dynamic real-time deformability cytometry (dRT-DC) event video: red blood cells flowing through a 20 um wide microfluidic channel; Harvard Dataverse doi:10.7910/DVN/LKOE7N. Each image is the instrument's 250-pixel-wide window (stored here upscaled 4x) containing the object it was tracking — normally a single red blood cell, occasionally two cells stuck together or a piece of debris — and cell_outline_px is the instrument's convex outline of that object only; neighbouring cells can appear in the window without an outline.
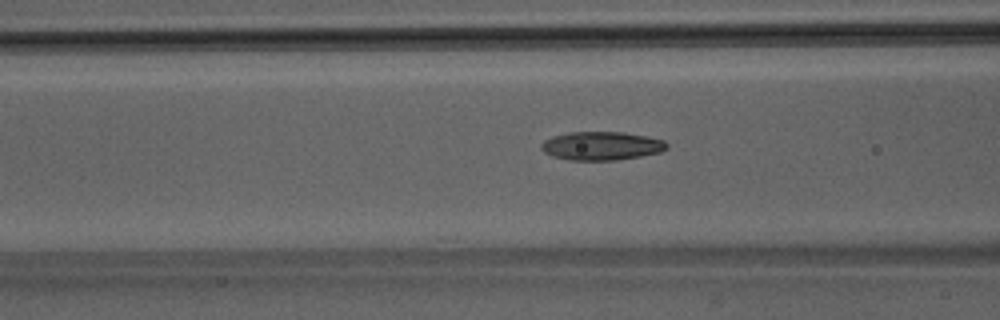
{"species": "Egyptian fruit bat (a non-hibernating species)", "species_latin": "Rousettus aegyptiacus", "temperature_condition": "room temperature", "stored_images_in_passage": 51, "camera_frame_rate_fps": 3000, "um_per_image_px": 0.085, "animal": {"sex": "male"}, "frame": {"image": 1, "passage_image": 21, "time_ms": 6.667, "image_size_px": [1000, 320], "cell_outline_px": [[668, 148], [660, 152], [640, 156], [616, 160], [568, 160], [552, 156], [544, 152], [540, 148], [540, 144], [544, 140], [552, 136], [568, 132], [624, 132], [648, 136], [664, 140], [668, 144]], "centroid_in_image_um": [51.11, 12.39], "position_along_channel_um": 115.5, "area_um2": 21.04}}
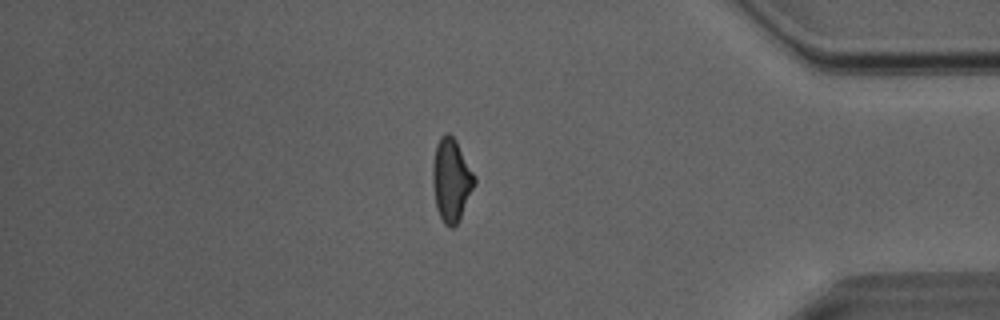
{"frame": {"image": 2, "passage_image": 44, "time_ms": 14.333, "image_size_px": [1000, 320], "cell_outline_px": [[476, 180], [460, 216], [456, 224], [452, 228], [448, 228], [444, 224], [436, 208], [432, 184], [432, 164], [436, 144], [440, 136], [444, 132], [448, 132], [456, 140], [476, 176]], "centroid_in_image_um": [38.33, 15.25], "position_along_channel_um": 396.9, "area_um2": 20.17}}
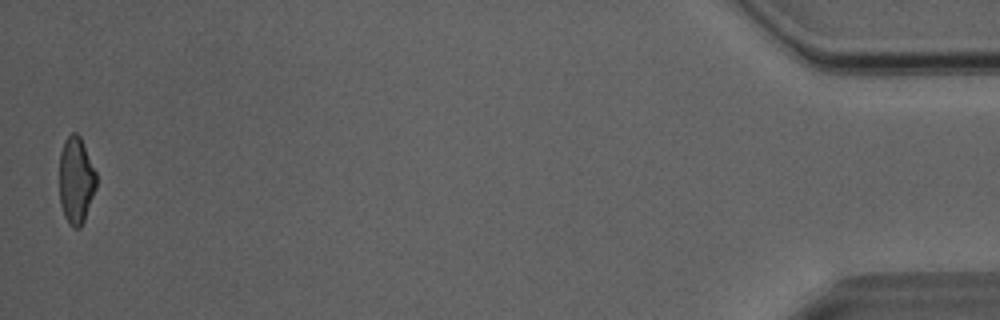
{"frame": {"image": 3, "passage_image": 51, "time_ms": 16.667, "image_size_px": [1000, 320], "cell_outline_px": [[96, 188], [84, 220], [80, 228], [72, 228], [68, 224], [64, 216], [60, 204], [60, 152], [64, 140], [72, 132], [76, 132], [80, 136], [96, 172]], "centroid_in_image_um": [6.46, 15.34], "position_along_channel_um": 428.7, "area_um2": 18.73}, "authors_computed_cell_mechanics": {"area_um2": 20.23, "velocity_mm_per_s": 4.0717, "shape_relaxation_time_tau1_ms": 7.1883, "shape_relaxation_time_tau2_ms": 2.0356, "deformation_change_tau1": 0.1975, "deformation_change_tau2": 0.0924}}